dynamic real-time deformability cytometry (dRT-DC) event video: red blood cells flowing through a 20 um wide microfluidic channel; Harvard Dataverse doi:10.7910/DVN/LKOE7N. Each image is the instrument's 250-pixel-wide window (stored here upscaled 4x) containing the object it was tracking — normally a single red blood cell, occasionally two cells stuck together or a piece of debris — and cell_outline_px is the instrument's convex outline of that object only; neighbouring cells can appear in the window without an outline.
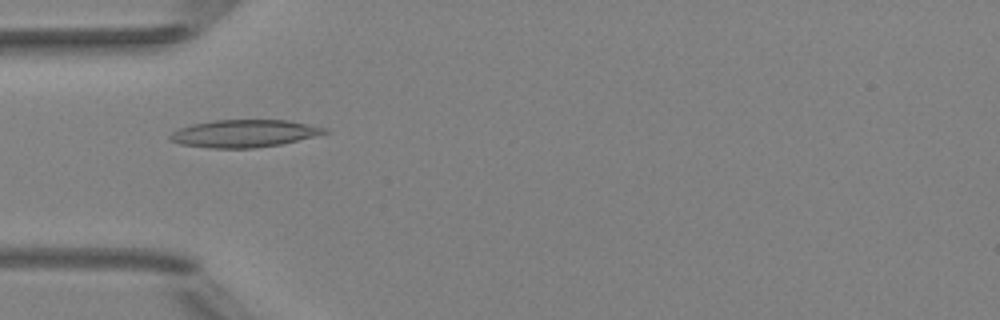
{"species": "Egyptian fruit bat (a non-hibernating species)", "species_latin": "Rousettus aegyptiacus", "temperature_condition": "room temperature", "stored_images_in_passage": 7, "camera_frame_rate_fps": 3000, "um_per_image_px": 0.085, "animal": {"sex": "female"}, "frame": {"image": 1, "passage_image": 4, "time_ms": 3.333, "image_size_px": [1000, 320], "cell_outline_px": [[328, 132], [280, 144], [252, 148], [212, 148], [180, 144], [168, 140], [168, 136], [172, 132], [180, 128], [192, 124], [212, 120], [288, 120], [328, 128]], "centroid_in_image_um": [20.69, 11.34], "position_along_channel_um": 64.3, "area_um2": 24.57}}
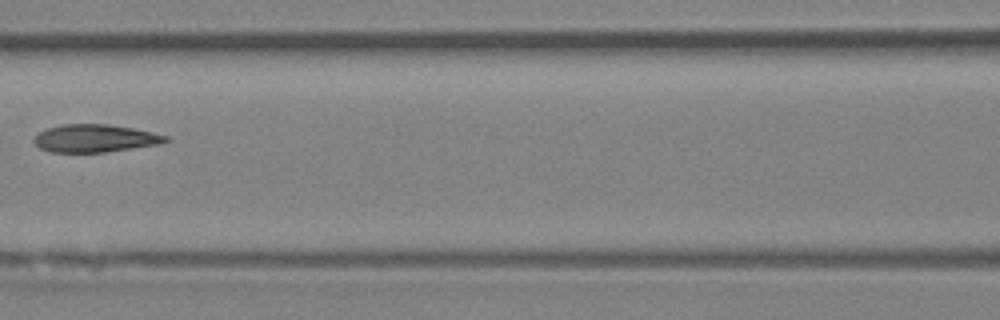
{"frame": {"image": 2, "passage_image": 6, "time_ms": 5.667, "image_size_px": [1000, 320], "cell_outline_px": [[172, 140], [160, 144], [104, 152], [52, 152], [40, 148], [32, 140], [40, 132], [48, 128], [60, 124], [108, 124], [132, 128], [152, 132], [168, 136]], "centroid_in_image_um": [8.1, 11.75], "position_along_channel_um": 158.5, "area_um2": 21.21}}
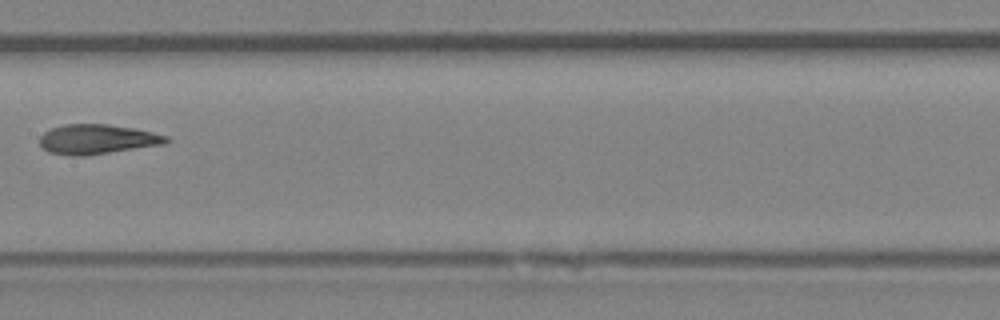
{"frame": {"image": 3, "passage_image": 7, "time_ms": 6.667, "image_size_px": [1000, 320], "cell_outline_px": [[172, 140], [164, 144], [84, 156], [72, 156], [48, 152], [40, 144], [40, 136], [44, 132], [52, 128], [64, 124], [108, 124], [132, 128], [152, 132], [168, 136]], "centroid_in_image_um": [8.26, 11.84], "position_along_channel_um": 199.1, "area_um2": 21.85}}